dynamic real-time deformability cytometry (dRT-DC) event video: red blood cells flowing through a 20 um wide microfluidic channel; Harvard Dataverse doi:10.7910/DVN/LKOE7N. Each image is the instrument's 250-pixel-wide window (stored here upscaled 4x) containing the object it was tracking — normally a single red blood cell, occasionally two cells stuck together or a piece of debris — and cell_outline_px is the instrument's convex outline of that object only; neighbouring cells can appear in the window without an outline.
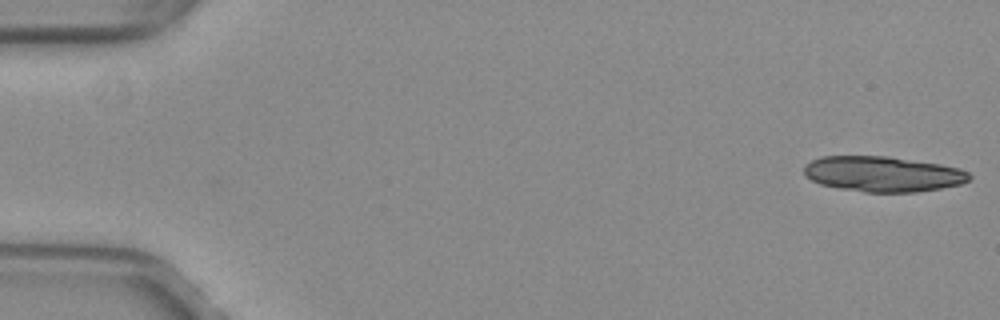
{"species": "common noctule bat (a hibernating species)", "species_latin": "Nyctalus noctula", "temperature_condition": "warm", "stored_images_in_passage": 17, "camera_frame_rate_fps": 3000, "um_per_image_px": 0.085, "animal": {"sex": "female", "body_mass_g": 29.2, "forearm_length_mm": 56.3}, "frame": {"image": 1, "passage_image": 1, "time_ms": 0.0, "image_size_px": [1000, 320], "cell_outline_px": [[972, 176], [968, 180], [960, 184], [940, 188], [916, 192], [864, 192], [840, 188], [820, 184], [804, 176], [804, 164], [820, 156], [888, 156], [940, 164], [960, 168], [968, 172]], "centroid_in_image_um": [75.02, 14.78], "position_along_channel_um": 10.0, "area_um2": 34.16}}